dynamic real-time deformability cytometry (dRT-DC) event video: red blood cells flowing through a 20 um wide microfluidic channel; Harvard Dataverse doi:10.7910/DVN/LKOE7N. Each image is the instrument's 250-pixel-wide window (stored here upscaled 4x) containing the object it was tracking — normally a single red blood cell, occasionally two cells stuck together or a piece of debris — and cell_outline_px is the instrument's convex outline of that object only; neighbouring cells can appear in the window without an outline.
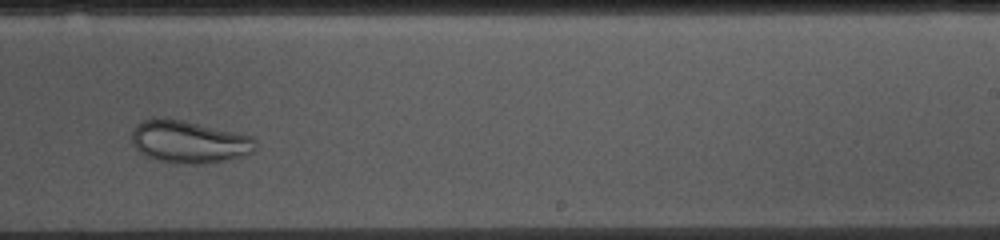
{"species": "common noctule bat (a hibernating species)", "species_latin": "Nyctalus noctula", "temperature_condition": "cold", "stored_images_in_passage": 35, "camera_frame_rate_fps": 3000, "um_per_image_px": 0.085, "animal": {"sex": "female", "body_mass_g": 10.0, "forearm_length_mm": 53.1}, "frame": {"image": 1, "passage_image": 25, "time_ms": 8.0, "image_size_px": [1000, 240], "cell_outline_px": [[256, 148], [252, 152], [244, 156], [212, 164], [180, 164], [156, 160], [144, 156], [132, 144], [132, 132], [136, 124], [144, 120], [156, 116], [168, 116], [252, 136], [256, 140]], "centroid_in_image_um": [16.05, 12.05], "position_along_channel_um": 272.9, "area_um2": 31.44}}